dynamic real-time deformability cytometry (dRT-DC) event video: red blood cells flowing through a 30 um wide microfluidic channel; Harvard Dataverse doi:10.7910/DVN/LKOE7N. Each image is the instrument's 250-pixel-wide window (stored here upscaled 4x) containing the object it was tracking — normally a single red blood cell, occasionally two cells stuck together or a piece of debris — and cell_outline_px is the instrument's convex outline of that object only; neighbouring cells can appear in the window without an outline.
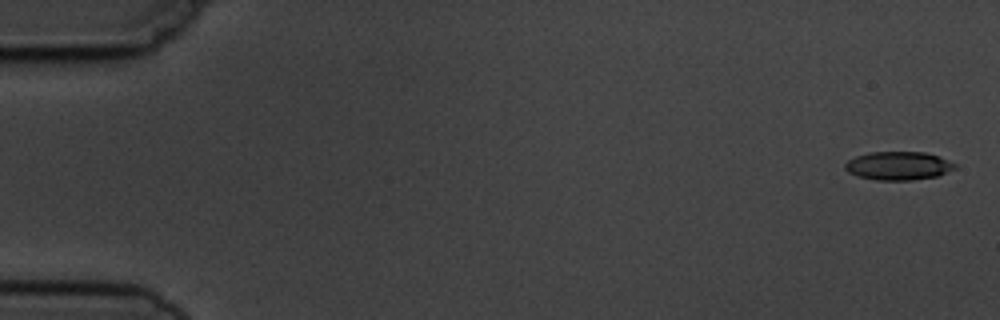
{"species": "common noctule bat (a hibernating species)", "species_latin": "Nyctalus noctula", "temperature_condition": "cold", "stored_images_in_passage": 5, "camera_frame_rate_fps": 3000, "um_per_image_px": 0.085, "animal": {"sex": "male", "body_mass_g": 19.5, "forearm_length_mm": 54.6}, "frame": {"image": 1, "passage_image": 1, "time_ms": 0.0, "image_size_px": [1000, 320], "cell_outline_px": [[956, 168], [936, 176], [912, 180], [876, 180], [856, 176], [848, 172], [844, 168], [844, 164], [848, 160], [856, 156], [868, 152], [924, 152], [940, 156], [956, 164]], "centroid_in_image_um": [76.33, 14.09], "position_along_channel_um": 8.7, "area_um2": 18.26}}
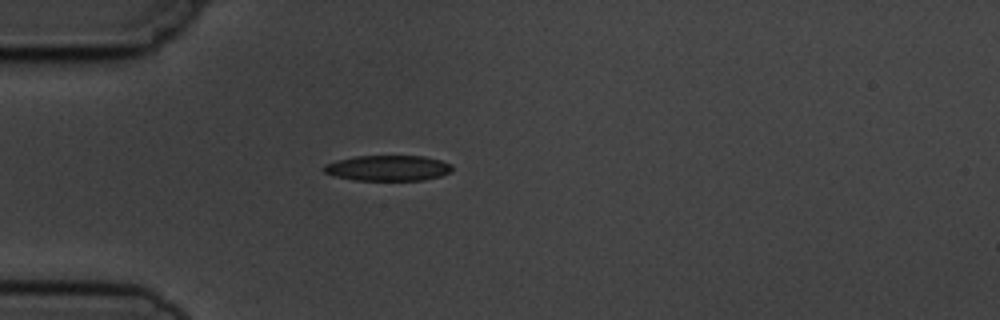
{"frame": {"image": 2, "passage_image": 5, "time_ms": 4.667, "image_size_px": [1000, 320], "cell_outline_px": [[452, 168], [448, 172], [440, 176], [420, 180], [356, 180], [336, 176], [324, 172], [320, 168], [324, 164], [336, 160], [356, 156], [424, 156], [440, 160], [452, 164]], "centroid_in_image_um": [32.93, 14.28], "position_along_channel_um": 52.1, "area_um2": 19.02}}